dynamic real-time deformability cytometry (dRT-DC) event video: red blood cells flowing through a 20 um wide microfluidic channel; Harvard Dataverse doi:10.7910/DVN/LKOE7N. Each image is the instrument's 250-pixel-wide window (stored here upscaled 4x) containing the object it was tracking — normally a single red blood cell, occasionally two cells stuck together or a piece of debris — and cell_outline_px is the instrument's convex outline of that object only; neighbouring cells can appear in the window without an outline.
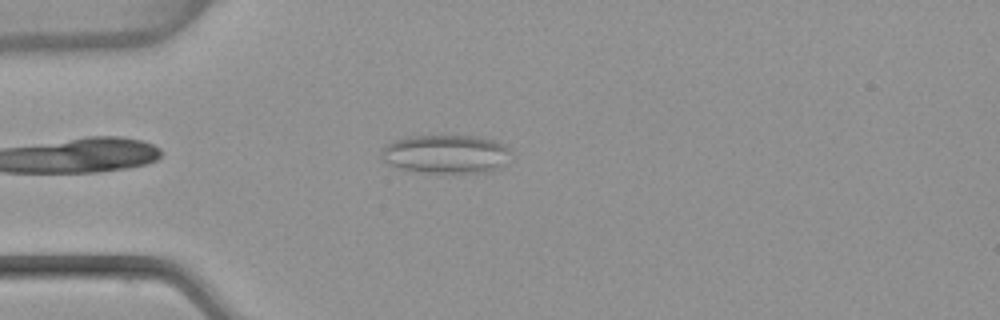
{"species": "common noctule bat (a hibernating species)", "species_latin": "Nyctalus noctula", "temperature_condition": "warm", "stored_images_in_passage": 45, "camera_frame_rate_fps": 3000, "um_per_image_px": 0.085, "animal": {"sex": "female", "body_mass_g": 22.7, "forearm_length_mm": 54.2}, "frame": {"image": 1, "passage_image": 6, "time_ms": 1.667, "image_size_px": [1000, 320], "cell_outline_px": [[512, 152], [500, 164], [488, 172], [412, 172], [388, 164], [380, 156], [380, 152], [388, 144], [396, 140], [408, 136], [476, 136], [492, 140], [504, 144]], "centroid_in_image_um": [37.84, 13.09], "position_along_channel_um": 47.2, "area_um2": 28.73}}
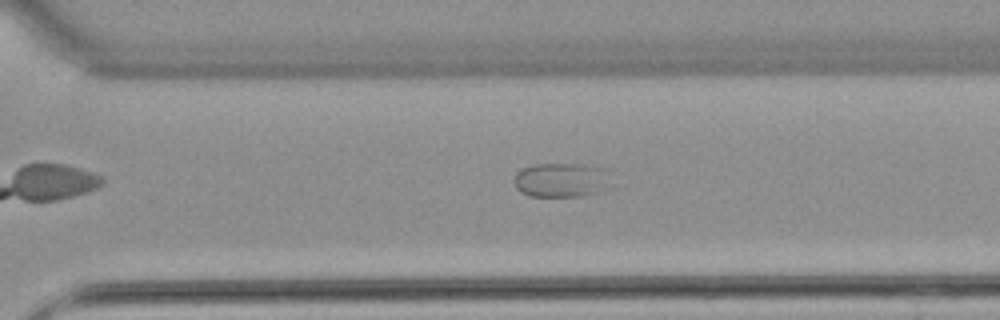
{"frame": {"image": 2, "passage_image": 29, "time_ms": 9.333, "image_size_px": [1000, 320], "cell_outline_px": [[612, 188], [600, 192], [584, 196], [528, 196], [520, 192], [516, 188], [516, 172], [532, 164], [588, 164], [604, 168], [612, 172]], "centroid_in_image_um": [47.85, 15.3], "position_along_channel_um": 322.7, "area_um2": 20.11}}
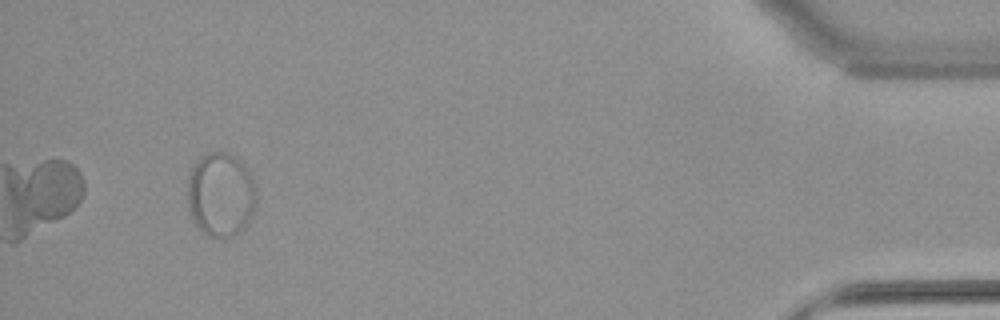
{"frame": {"image": 3, "passage_image": 42, "time_ms": 13.667, "image_size_px": [1000, 320], "cell_outline_px": [[256, 204], [244, 228], [240, 232], [228, 240], [224, 240], [208, 236], [196, 224], [188, 208], [188, 176], [192, 164], [196, 160], [208, 152], [228, 152], [236, 156], [248, 168], [256, 184]], "centroid_in_image_um": [18.78, 16.53], "position_along_channel_um": 416.4, "area_um2": 34.51}}